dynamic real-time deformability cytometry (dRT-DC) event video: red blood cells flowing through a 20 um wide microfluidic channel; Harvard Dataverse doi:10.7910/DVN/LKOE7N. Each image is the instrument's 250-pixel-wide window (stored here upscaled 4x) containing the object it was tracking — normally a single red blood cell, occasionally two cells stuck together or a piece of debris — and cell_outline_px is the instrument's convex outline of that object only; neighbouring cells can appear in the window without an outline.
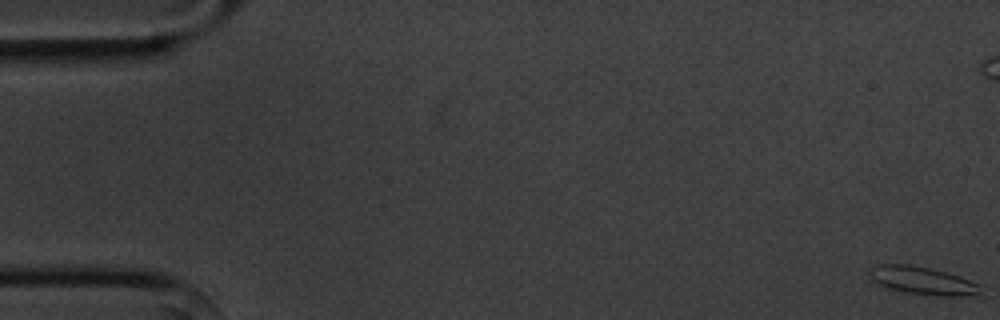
{"species": "common noctule bat (a hibernating species)", "species_latin": "Nyctalus noctula", "temperature_condition": "cold", "stored_images_in_passage": 12, "camera_frame_rate_fps": 3000, "um_per_image_px": 0.085, "animal": {"sex": "male", "body_mass_g": 20.1, "forearm_length_mm": 53.5}, "frame": {"image": 1, "passage_image": 1, "time_ms": 0.0, "image_size_px": [1000, 320], "cell_outline_px": [[980, 296], [936, 296], [904, 292], [888, 288], [868, 280], [868, 268], [876, 264], [908, 264], [928, 268], [960, 276], [980, 284]], "centroid_in_image_um": [78.37, 23.86], "position_along_channel_um": 6.6, "area_um2": 18.44}}
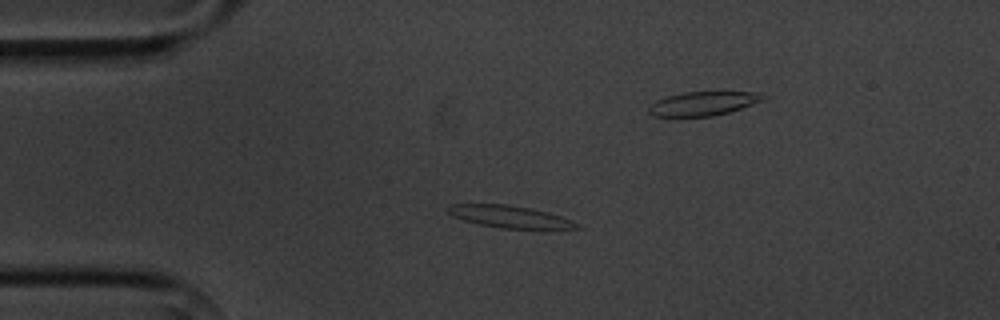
{"frame": {"image": 2, "passage_image": 4, "time_ms": 4.333, "image_size_px": [1000, 320], "cell_outline_px": [[584, 228], [500, 228], [480, 224], [464, 220], [452, 216], [448, 212], [448, 204], [508, 204], [532, 208], [548, 212], [560, 216], [580, 224]], "centroid_in_image_um": [43.32, 18.4], "position_along_channel_um": 41.7, "area_um2": 16.47}}
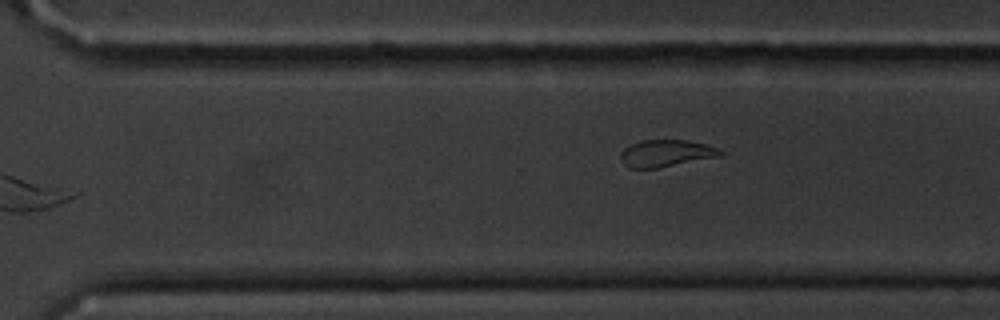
{"frame": {"image": 3, "passage_image": 12, "time_ms": 14.0, "image_size_px": [1000, 320], "cell_outline_px": [[724, 152], [720, 156], [656, 168], [628, 168], [624, 164], [620, 156], [620, 152], [624, 148], [640, 140], [688, 140], [708, 144], [720, 148]], "centroid_in_image_um": [56.63, 13.02], "position_along_channel_um": 314.0, "area_um2": 15.72}}